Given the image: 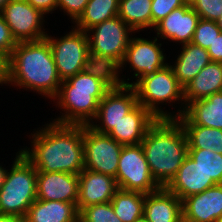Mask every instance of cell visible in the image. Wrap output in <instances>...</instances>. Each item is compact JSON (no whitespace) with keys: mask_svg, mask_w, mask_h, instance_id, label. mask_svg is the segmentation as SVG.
<instances>
[{"mask_svg":"<svg viewBox=\"0 0 222 222\" xmlns=\"http://www.w3.org/2000/svg\"><path fill=\"white\" fill-rule=\"evenodd\" d=\"M32 137L33 148L21 153L37 172L79 175L84 169L83 125L52 122Z\"/></svg>","mask_w":222,"mask_h":222,"instance_id":"6da1fadb","label":"cell"},{"mask_svg":"<svg viewBox=\"0 0 222 222\" xmlns=\"http://www.w3.org/2000/svg\"><path fill=\"white\" fill-rule=\"evenodd\" d=\"M114 84V71L107 66L94 64L63 80L55 99L58 97L57 103L66 113L54 123L89 125L90 119L96 117L99 102Z\"/></svg>","mask_w":222,"mask_h":222,"instance_id":"7a4b0ae2","label":"cell"},{"mask_svg":"<svg viewBox=\"0 0 222 222\" xmlns=\"http://www.w3.org/2000/svg\"><path fill=\"white\" fill-rule=\"evenodd\" d=\"M55 98L61 86L54 56L46 38L17 42L5 62L2 84L13 83Z\"/></svg>","mask_w":222,"mask_h":222,"instance_id":"3957f363","label":"cell"},{"mask_svg":"<svg viewBox=\"0 0 222 222\" xmlns=\"http://www.w3.org/2000/svg\"><path fill=\"white\" fill-rule=\"evenodd\" d=\"M154 180L165 187L188 156L186 133L177 119H157L141 141Z\"/></svg>","mask_w":222,"mask_h":222,"instance_id":"277c9868","label":"cell"},{"mask_svg":"<svg viewBox=\"0 0 222 222\" xmlns=\"http://www.w3.org/2000/svg\"><path fill=\"white\" fill-rule=\"evenodd\" d=\"M0 189V214L24 218L37 199V170L19 151Z\"/></svg>","mask_w":222,"mask_h":222,"instance_id":"5b68a950","label":"cell"},{"mask_svg":"<svg viewBox=\"0 0 222 222\" xmlns=\"http://www.w3.org/2000/svg\"><path fill=\"white\" fill-rule=\"evenodd\" d=\"M89 31H95L92 36L88 35L92 63L115 71L125 56L131 39L129 34L133 30L119 16H115L93 26L87 33Z\"/></svg>","mask_w":222,"mask_h":222,"instance_id":"8992f818","label":"cell"},{"mask_svg":"<svg viewBox=\"0 0 222 222\" xmlns=\"http://www.w3.org/2000/svg\"><path fill=\"white\" fill-rule=\"evenodd\" d=\"M138 103L150 111L157 119H173V116L159 109L164 101H184V88L178 83L171 65L142 77L134 86Z\"/></svg>","mask_w":222,"mask_h":222,"instance_id":"52a82bcc","label":"cell"},{"mask_svg":"<svg viewBox=\"0 0 222 222\" xmlns=\"http://www.w3.org/2000/svg\"><path fill=\"white\" fill-rule=\"evenodd\" d=\"M45 38L50 44L57 73L62 81L93 65L87 32L74 29L60 39H54L48 34Z\"/></svg>","mask_w":222,"mask_h":222,"instance_id":"ba28073f","label":"cell"},{"mask_svg":"<svg viewBox=\"0 0 222 222\" xmlns=\"http://www.w3.org/2000/svg\"><path fill=\"white\" fill-rule=\"evenodd\" d=\"M116 182L120 189L144 194L152 193L161 188L150 172L141 144L123 145L119 157Z\"/></svg>","mask_w":222,"mask_h":222,"instance_id":"9c48e42d","label":"cell"},{"mask_svg":"<svg viewBox=\"0 0 222 222\" xmlns=\"http://www.w3.org/2000/svg\"><path fill=\"white\" fill-rule=\"evenodd\" d=\"M84 168L116 179L123 145L108 134L83 125Z\"/></svg>","mask_w":222,"mask_h":222,"instance_id":"30bf717a","label":"cell"},{"mask_svg":"<svg viewBox=\"0 0 222 222\" xmlns=\"http://www.w3.org/2000/svg\"><path fill=\"white\" fill-rule=\"evenodd\" d=\"M158 39L155 37L153 41L144 38H132L126 49L125 56L120 66L114 71L115 83L121 85L134 86L142 77L155 73L157 70L164 68L166 63L165 56L161 50V43H156ZM159 44V45H158ZM129 62L131 68L136 71L134 75L136 82L128 83L124 79L119 80L118 69L124 67L125 63Z\"/></svg>","mask_w":222,"mask_h":222,"instance_id":"8fae6325","label":"cell"},{"mask_svg":"<svg viewBox=\"0 0 222 222\" xmlns=\"http://www.w3.org/2000/svg\"><path fill=\"white\" fill-rule=\"evenodd\" d=\"M0 13L16 42L37 41L47 36L41 29L44 14L26 0H10Z\"/></svg>","mask_w":222,"mask_h":222,"instance_id":"7c38bea8","label":"cell"},{"mask_svg":"<svg viewBox=\"0 0 222 222\" xmlns=\"http://www.w3.org/2000/svg\"><path fill=\"white\" fill-rule=\"evenodd\" d=\"M137 104V94L133 86L115 83L99 102L98 111L94 119H101V126L93 123H90L89 126L97 132L108 134L122 117Z\"/></svg>","mask_w":222,"mask_h":222,"instance_id":"4fadbf2b","label":"cell"},{"mask_svg":"<svg viewBox=\"0 0 222 222\" xmlns=\"http://www.w3.org/2000/svg\"><path fill=\"white\" fill-rule=\"evenodd\" d=\"M78 178L77 209L79 212L91 205L111 202L119 189L115 178L85 168L80 172Z\"/></svg>","mask_w":222,"mask_h":222,"instance_id":"5bb4252c","label":"cell"},{"mask_svg":"<svg viewBox=\"0 0 222 222\" xmlns=\"http://www.w3.org/2000/svg\"><path fill=\"white\" fill-rule=\"evenodd\" d=\"M79 178L66 172H37V199L44 201H78Z\"/></svg>","mask_w":222,"mask_h":222,"instance_id":"9a60e30c","label":"cell"},{"mask_svg":"<svg viewBox=\"0 0 222 222\" xmlns=\"http://www.w3.org/2000/svg\"><path fill=\"white\" fill-rule=\"evenodd\" d=\"M183 222H217L222 217V184L182 201Z\"/></svg>","mask_w":222,"mask_h":222,"instance_id":"2e32d148","label":"cell"},{"mask_svg":"<svg viewBox=\"0 0 222 222\" xmlns=\"http://www.w3.org/2000/svg\"><path fill=\"white\" fill-rule=\"evenodd\" d=\"M199 20L200 16L187 2L184 6L171 11L155 25L154 29L161 38H169L184 45L192 42Z\"/></svg>","mask_w":222,"mask_h":222,"instance_id":"e0dca14e","label":"cell"},{"mask_svg":"<svg viewBox=\"0 0 222 222\" xmlns=\"http://www.w3.org/2000/svg\"><path fill=\"white\" fill-rule=\"evenodd\" d=\"M156 120L150 111L138 103L122 117L108 135L122 145L141 144L148 129Z\"/></svg>","mask_w":222,"mask_h":222,"instance_id":"ac0fdd59","label":"cell"},{"mask_svg":"<svg viewBox=\"0 0 222 222\" xmlns=\"http://www.w3.org/2000/svg\"><path fill=\"white\" fill-rule=\"evenodd\" d=\"M215 185L217 184L208 178L198 163L188 155L165 188L183 201Z\"/></svg>","mask_w":222,"mask_h":222,"instance_id":"d6986e66","label":"cell"},{"mask_svg":"<svg viewBox=\"0 0 222 222\" xmlns=\"http://www.w3.org/2000/svg\"><path fill=\"white\" fill-rule=\"evenodd\" d=\"M143 216L149 222H183L182 201L161 187L145 195Z\"/></svg>","mask_w":222,"mask_h":222,"instance_id":"ffe728a7","label":"cell"},{"mask_svg":"<svg viewBox=\"0 0 222 222\" xmlns=\"http://www.w3.org/2000/svg\"><path fill=\"white\" fill-rule=\"evenodd\" d=\"M184 115L193 125L222 130V91L207 98L195 100L185 106V110L173 116V119Z\"/></svg>","mask_w":222,"mask_h":222,"instance_id":"44dd1931","label":"cell"},{"mask_svg":"<svg viewBox=\"0 0 222 222\" xmlns=\"http://www.w3.org/2000/svg\"><path fill=\"white\" fill-rule=\"evenodd\" d=\"M76 203L36 199L29 207L24 222H78Z\"/></svg>","mask_w":222,"mask_h":222,"instance_id":"7402d4cb","label":"cell"},{"mask_svg":"<svg viewBox=\"0 0 222 222\" xmlns=\"http://www.w3.org/2000/svg\"><path fill=\"white\" fill-rule=\"evenodd\" d=\"M221 91L222 63L211 61L184 87L185 105Z\"/></svg>","mask_w":222,"mask_h":222,"instance_id":"603a6c76","label":"cell"},{"mask_svg":"<svg viewBox=\"0 0 222 222\" xmlns=\"http://www.w3.org/2000/svg\"><path fill=\"white\" fill-rule=\"evenodd\" d=\"M182 51L172 66L178 83L184 88L211 60L206 49L192 42L182 45Z\"/></svg>","mask_w":222,"mask_h":222,"instance_id":"cb8c5ba5","label":"cell"},{"mask_svg":"<svg viewBox=\"0 0 222 222\" xmlns=\"http://www.w3.org/2000/svg\"><path fill=\"white\" fill-rule=\"evenodd\" d=\"M176 119L186 133L188 149H211L222 154L221 129L193 125L183 114Z\"/></svg>","mask_w":222,"mask_h":222,"instance_id":"d4e9b609","label":"cell"},{"mask_svg":"<svg viewBox=\"0 0 222 222\" xmlns=\"http://www.w3.org/2000/svg\"><path fill=\"white\" fill-rule=\"evenodd\" d=\"M145 195L141 192L119 188L110 203L116 216L122 222H135L143 216Z\"/></svg>","mask_w":222,"mask_h":222,"instance_id":"484cf974","label":"cell"},{"mask_svg":"<svg viewBox=\"0 0 222 222\" xmlns=\"http://www.w3.org/2000/svg\"><path fill=\"white\" fill-rule=\"evenodd\" d=\"M120 0H89L83 13L74 21L78 30H89L93 26L118 16Z\"/></svg>","mask_w":222,"mask_h":222,"instance_id":"4316f807","label":"cell"},{"mask_svg":"<svg viewBox=\"0 0 222 222\" xmlns=\"http://www.w3.org/2000/svg\"><path fill=\"white\" fill-rule=\"evenodd\" d=\"M152 0H120L118 16L133 30L152 27Z\"/></svg>","mask_w":222,"mask_h":222,"instance_id":"83f0119b","label":"cell"},{"mask_svg":"<svg viewBox=\"0 0 222 222\" xmlns=\"http://www.w3.org/2000/svg\"><path fill=\"white\" fill-rule=\"evenodd\" d=\"M188 155L198 163L208 178L222 184V154L211 149H188Z\"/></svg>","mask_w":222,"mask_h":222,"instance_id":"f1b7e54d","label":"cell"},{"mask_svg":"<svg viewBox=\"0 0 222 222\" xmlns=\"http://www.w3.org/2000/svg\"><path fill=\"white\" fill-rule=\"evenodd\" d=\"M80 222H122L110 202L91 205L79 212Z\"/></svg>","mask_w":222,"mask_h":222,"instance_id":"f546056e","label":"cell"},{"mask_svg":"<svg viewBox=\"0 0 222 222\" xmlns=\"http://www.w3.org/2000/svg\"><path fill=\"white\" fill-rule=\"evenodd\" d=\"M220 32L216 21L200 18L194 32L192 43L207 50Z\"/></svg>","mask_w":222,"mask_h":222,"instance_id":"4dcf8cb0","label":"cell"},{"mask_svg":"<svg viewBox=\"0 0 222 222\" xmlns=\"http://www.w3.org/2000/svg\"><path fill=\"white\" fill-rule=\"evenodd\" d=\"M190 6L202 19L216 21L222 14V0H192Z\"/></svg>","mask_w":222,"mask_h":222,"instance_id":"1f68e13d","label":"cell"},{"mask_svg":"<svg viewBox=\"0 0 222 222\" xmlns=\"http://www.w3.org/2000/svg\"><path fill=\"white\" fill-rule=\"evenodd\" d=\"M186 3V0H152V28L171 11L184 6Z\"/></svg>","mask_w":222,"mask_h":222,"instance_id":"d6a6232c","label":"cell"},{"mask_svg":"<svg viewBox=\"0 0 222 222\" xmlns=\"http://www.w3.org/2000/svg\"><path fill=\"white\" fill-rule=\"evenodd\" d=\"M17 42L12 37L10 29L0 13V59L5 63L11 56Z\"/></svg>","mask_w":222,"mask_h":222,"instance_id":"836d02e7","label":"cell"},{"mask_svg":"<svg viewBox=\"0 0 222 222\" xmlns=\"http://www.w3.org/2000/svg\"><path fill=\"white\" fill-rule=\"evenodd\" d=\"M89 0H57V7H61L65 13L70 15L71 19L75 21L83 13Z\"/></svg>","mask_w":222,"mask_h":222,"instance_id":"e575fe53","label":"cell"},{"mask_svg":"<svg viewBox=\"0 0 222 222\" xmlns=\"http://www.w3.org/2000/svg\"><path fill=\"white\" fill-rule=\"evenodd\" d=\"M210 60L222 63V33L216 37L215 41L207 49Z\"/></svg>","mask_w":222,"mask_h":222,"instance_id":"d590c367","label":"cell"},{"mask_svg":"<svg viewBox=\"0 0 222 222\" xmlns=\"http://www.w3.org/2000/svg\"><path fill=\"white\" fill-rule=\"evenodd\" d=\"M35 9L40 10L44 15L56 10L57 0H26Z\"/></svg>","mask_w":222,"mask_h":222,"instance_id":"8d00e7d4","label":"cell"},{"mask_svg":"<svg viewBox=\"0 0 222 222\" xmlns=\"http://www.w3.org/2000/svg\"><path fill=\"white\" fill-rule=\"evenodd\" d=\"M0 222H24V218L0 214Z\"/></svg>","mask_w":222,"mask_h":222,"instance_id":"74e56055","label":"cell"},{"mask_svg":"<svg viewBox=\"0 0 222 222\" xmlns=\"http://www.w3.org/2000/svg\"><path fill=\"white\" fill-rule=\"evenodd\" d=\"M7 170L0 166V189L4 184V180L6 177Z\"/></svg>","mask_w":222,"mask_h":222,"instance_id":"f35d334b","label":"cell"},{"mask_svg":"<svg viewBox=\"0 0 222 222\" xmlns=\"http://www.w3.org/2000/svg\"><path fill=\"white\" fill-rule=\"evenodd\" d=\"M4 71H5V63L0 59V84H2Z\"/></svg>","mask_w":222,"mask_h":222,"instance_id":"ab89813d","label":"cell"},{"mask_svg":"<svg viewBox=\"0 0 222 222\" xmlns=\"http://www.w3.org/2000/svg\"><path fill=\"white\" fill-rule=\"evenodd\" d=\"M216 24L222 33V15L216 20Z\"/></svg>","mask_w":222,"mask_h":222,"instance_id":"60d3db41","label":"cell"},{"mask_svg":"<svg viewBox=\"0 0 222 222\" xmlns=\"http://www.w3.org/2000/svg\"><path fill=\"white\" fill-rule=\"evenodd\" d=\"M10 0H0V12Z\"/></svg>","mask_w":222,"mask_h":222,"instance_id":"b9f144b4","label":"cell"},{"mask_svg":"<svg viewBox=\"0 0 222 222\" xmlns=\"http://www.w3.org/2000/svg\"><path fill=\"white\" fill-rule=\"evenodd\" d=\"M135 222H149L144 216L139 219H136Z\"/></svg>","mask_w":222,"mask_h":222,"instance_id":"7bdbcfd3","label":"cell"},{"mask_svg":"<svg viewBox=\"0 0 222 222\" xmlns=\"http://www.w3.org/2000/svg\"><path fill=\"white\" fill-rule=\"evenodd\" d=\"M217 222H222V217L220 219H218Z\"/></svg>","mask_w":222,"mask_h":222,"instance_id":"ee69618b","label":"cell"}]
</instances>
